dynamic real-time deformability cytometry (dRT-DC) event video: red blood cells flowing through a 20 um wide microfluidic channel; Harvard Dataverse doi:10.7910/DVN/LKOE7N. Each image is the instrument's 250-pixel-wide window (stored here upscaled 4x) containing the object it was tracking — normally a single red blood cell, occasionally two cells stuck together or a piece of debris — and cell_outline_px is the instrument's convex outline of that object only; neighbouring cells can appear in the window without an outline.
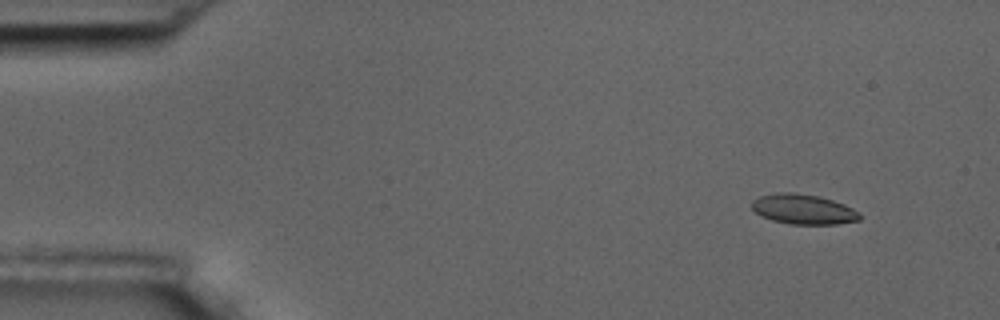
{"species": "common noctule bat (a hibernating species)", "species_latin": "Nyctalus noctula", "temperature_condition": "room temperature", "stored_images_in_passage": 5, "segment_of_instrument_passage": [2, 2], "camera_frame_rate_fps": 3000, "um_per_image_px": 0.085, "animal": {"sex": "male", "body_mass_g": 17.5, "forearm_length_mm": 52.3}, "frame": {"image": 1, "passage_image": 5, "time_ms": 5.667, "image_size_px": [1000, 320], "cell_outline_px": [[860, 220], [836, 224], [792, 224], [772, 220], [760, 216], [752, 208], [752, 200], [760, 196], [780, 192], [792, 192], [820, 196], [844, 204], [860, 212]], "centroid_in_image_um": [68.28, 17.78], "position_along_channel_um": 16.7, "area_um2": 18.84}}